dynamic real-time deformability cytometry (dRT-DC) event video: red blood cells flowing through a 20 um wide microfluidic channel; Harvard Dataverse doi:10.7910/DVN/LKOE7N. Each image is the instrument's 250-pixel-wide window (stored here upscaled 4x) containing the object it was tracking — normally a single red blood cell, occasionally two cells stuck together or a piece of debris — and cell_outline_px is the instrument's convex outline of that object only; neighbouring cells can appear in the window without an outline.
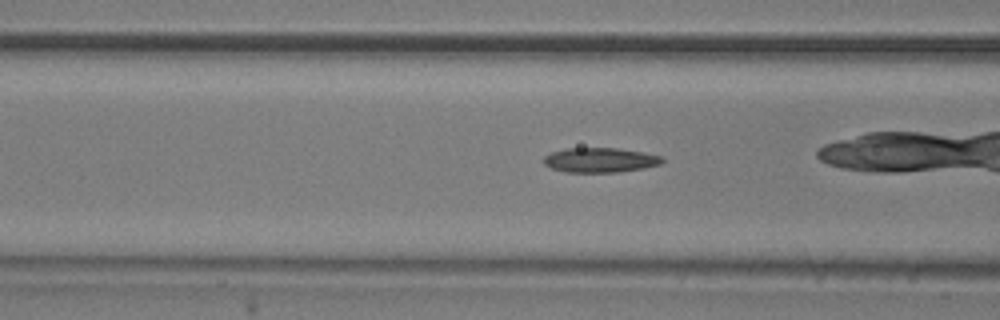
{"species": "common noctule bat (a hibernating species)", "species_latin": "Nyctalus noctula", "temperature_condition": "room temperature", "stored_images_in_passage": 36, "camera_frame_rate_fps": 3000, "um_per_image_px": 0.085, "animal": {"sex": "male", "body_mass_g": 20.5, "forearm_length_mm": 52.5}, "frame": {"image": 1, "passage_image": 3, "time_ms": 0.667, "image_size_px": [1000, 320], "cell_outline_px": [[664, 160], [660, 164], [644, 168], [616, 172], [564, 172], [552, 168], [544, 164], [544, 156], [552, 152], [568, 148], [616, 148], [640, 152], [660, 156]], "centroid_in_image_um": [50.98, 13.61], "position_along_channel_um": 115.6, "area_um2": 16.82}}
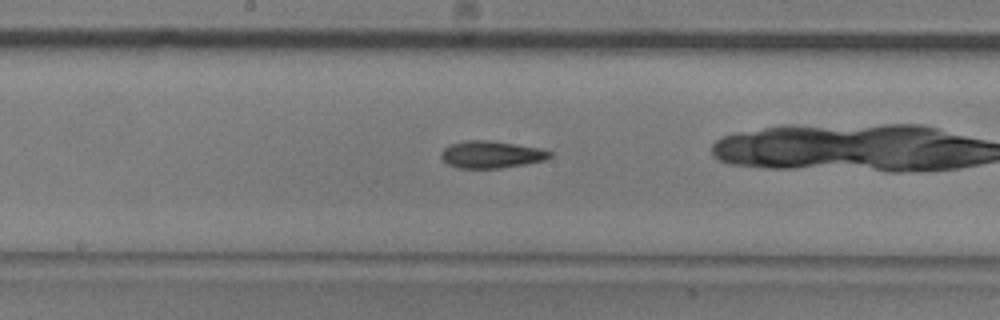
{"frame": {"image": 2, "passage_image": 10, "time_ms": 3.0, "image_size_px": [1000, 320], "cell_outline_px": [[552, 156], [544, 160], [524, 164], [500, 168], [456, 168], [448, 164], [440, 156], [440, 152], [448, 144], [464, 140], [488, 140], [540, 148], [552, 152]], "centroid_in_image_um": [41.71, 13.13], "position_along_channel_um": 206.5, "area_um2": 17.22}}
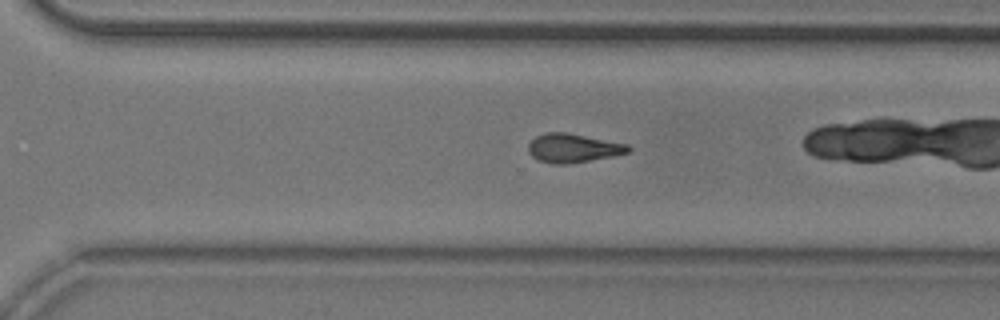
{"frame": {"image": 3, "passage_image": 19, "time_ms": 6.0, "image_size_px": [1000, 320], "cell_outline_px": [[632, 148], [628, 152], [612, 156], [568, 164], [552, 164], [540, 160], [532, 156], [528, 152], [528, 144], [536, 136], [548, 132], [564, 132], [628, 144]], "centroid_in_image_um": [48.7, 12.59], "position_along_channel_um": 321.9, "area_um2": 16.59}, "authors_computed_cell_mechanics": {"area_um2": 16.3285, "velocity_mm_per_s": 3.869, "shape_relaxation_time_tau1_ms": 7.1133, "shape_relaxation_time_tau2_ms": 4.1499, "deformation_change_tau1": 0.157, "deformation_change_tau2": 0.1179}}